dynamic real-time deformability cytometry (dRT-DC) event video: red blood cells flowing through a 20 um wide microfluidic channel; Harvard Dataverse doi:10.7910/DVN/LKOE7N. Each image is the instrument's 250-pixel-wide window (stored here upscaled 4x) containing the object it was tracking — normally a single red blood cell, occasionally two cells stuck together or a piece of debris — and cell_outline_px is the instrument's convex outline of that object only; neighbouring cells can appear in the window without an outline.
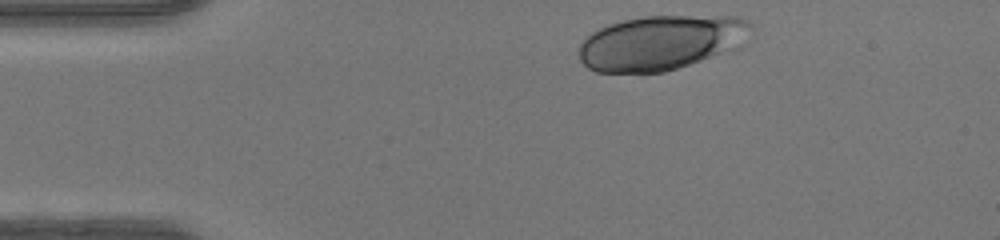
{"species": "human", "species_latin": "Homo sapiens", "temperature_condition": "warm", "stored_images_in_passage": 31, "camera_frame_rate_fps": 3000, "um_per_image_px": 0.085, "donor": {"sex": "female"}, "frame": {"image": 1, "passage_image": 1, "time_ms": 0.0, "image_size_px": [1000, 240], "cell_outline_px": [[756, 32], [728, 48], [720, 52], [700, 60], [664, 72], [596, 72], [588, 68], [580, 60], [580, 44], [584, 36], [608, 24], [624, 20], [644, 16], [736, 16], [748, 20], [752, 24]], "centroid_in_image_um": [56.14, 3.6], "position_along_channel_um": 28.9, "area_um2": 54.22}}
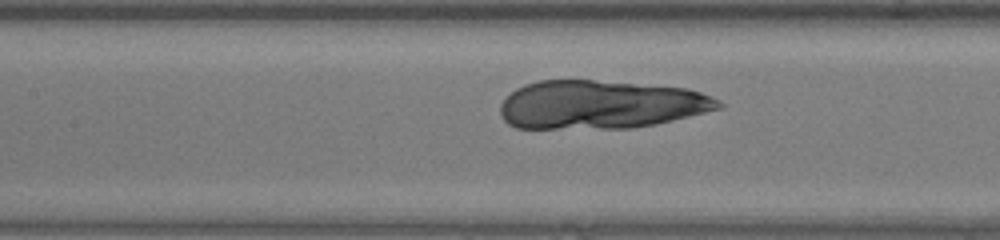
{"frame": {"image": 2, "passage_image": 14, "time_ms": 4.333, "image_size_px": [1000, 240], "cell_outline_px": [[724, 108], [656, 124], [632, 128], [516, 128], [508, 124], [500, 116], [500, 104], [516, 88], [524, 84], [540, 80], [592, 80], [684, 88], [700, 92], [712, 96], [720, 100], [724, 104]], "centroid_in_image_um": [51.05, 8.9], "position_along_channel_um": 156.4, "area_um2": 61.73}}
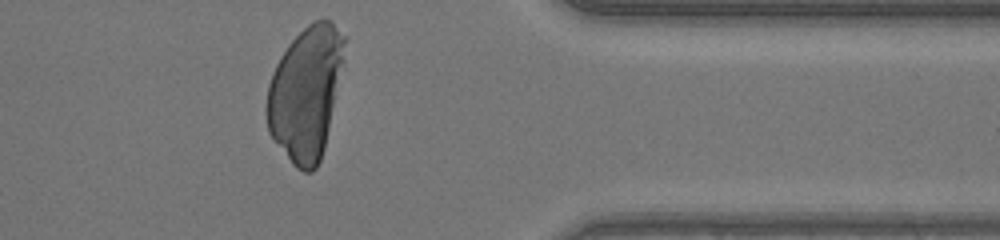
{"frame": {"image": 3, "passage_image": 31, "time_ms": 10.0, "image_size_px": [1000, 240], "cell_outline_px": [[348, 36], [344, 64], [324, 148], [320, 160], [316, 168], [312, 172], [304, 172], [296, 168], [292, 164], [268, 132], [264, 108], [268, 84], [272, 72], [280, 56], [288, 44], [308, 24], [324, 16]], "centroid_in_image_um": [26.0, 7.86], "position_along_channel_um": 385.4, "area_um2": 61.21}}